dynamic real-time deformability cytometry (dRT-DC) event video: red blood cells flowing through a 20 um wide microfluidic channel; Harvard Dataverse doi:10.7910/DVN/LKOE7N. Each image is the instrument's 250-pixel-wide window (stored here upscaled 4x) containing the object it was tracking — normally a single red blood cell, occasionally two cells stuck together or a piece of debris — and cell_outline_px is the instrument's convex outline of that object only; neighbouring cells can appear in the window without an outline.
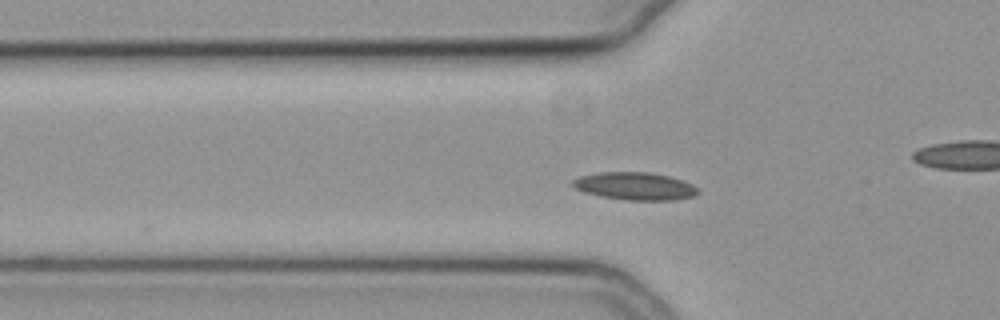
{"species": "common noctule bat (a hibernating species)", "species_latin": "Nyctalus noctula", "temperature_condition": "cold", "stored_images_in_passage": 6, "camera_frame_rate_fps": 3000, "um_per_image_px": 0.085, "animal": {"sex": "female", "body_mass_g": 19.3, "forearm_length_mm": 54.1}, "frame": {"image": 1, "passage_image": 4, "time_ms": 1.0, "image_size_px": [1000, 320], "cell_outline_px": [[700, 192], [692, 196], [672, 200], [628, 200], [600, 196], [584, 192], [576, 188], [572, 184], [572, 180], [580, 176], [600, 172], [648, 172], [668, 176], [684, 180], [700, 188]], "centroid_in_image_um": [54.0, 15.82], "position_along_channel_um": 71.8, "area_um2": 20.17}}